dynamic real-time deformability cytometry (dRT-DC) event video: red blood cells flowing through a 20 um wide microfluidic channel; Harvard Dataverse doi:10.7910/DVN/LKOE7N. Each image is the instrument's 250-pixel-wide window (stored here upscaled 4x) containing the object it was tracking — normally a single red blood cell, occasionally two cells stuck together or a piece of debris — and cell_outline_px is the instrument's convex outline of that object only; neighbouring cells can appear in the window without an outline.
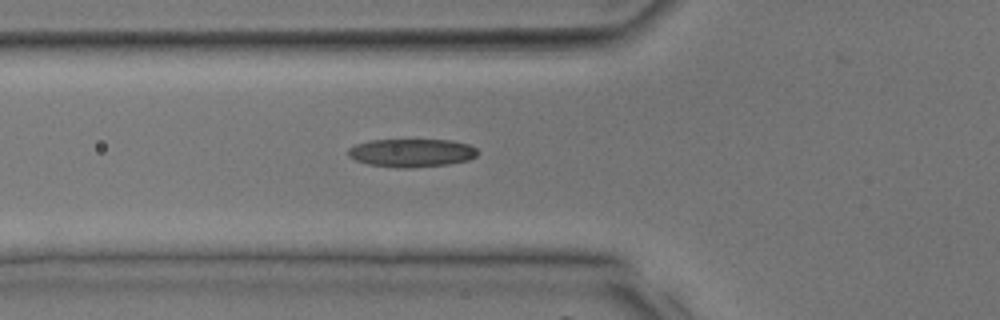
{"species": "common noctule bat (a hibernating species)", "species_latin": "Nyctalus noctula", "temperature_condition": "room temperature", "stored_images_in_passage": 35, "camera_frame_rate_fps": 3000, "um_per_image_px": 0.085, "animal": {"sex": "male", "body_mass_g": 17.9, "forearm_length_mm": 54.2}, "frame": {"image": 1, "passage_image": 14, "time_ms": 4.333, "image_size_px": [1000, 320], "cell_outline_px": [[480, 152], [476, 156], [468, 160], [448, 164], [412, 168], [400, 168], [368, 164], [356, 160], [348, 156], [348, 148], [356, 144], [372, 140], [452, 140], [468, 144], [476, 148]], "centroid_in_image_um": [35.0, 12.99], "position_along_channel_um": 90.8, "area_um2": 21.33}}
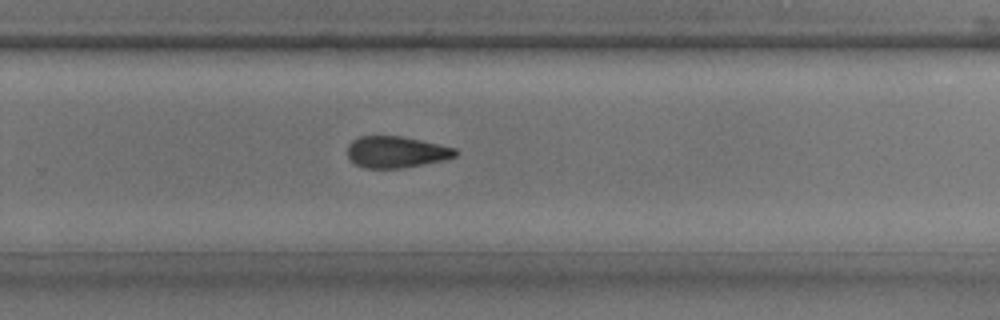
{"frame": {"image": 2, "passage_image": 25, "time_ms": 8.0, "image_size_px": [1000, 320], "cell_outline_px": [[460, 152], [456, 156], [444, 160], [404, 168], [364, 168], [356, 164], [348, 156], [348, 144], [352, 140], [360, 136], [400, 136], [440, 144], [456, 148]], "centroid_in_image_um": [33.71, 12.92], "position_along_channel_um": 296.1, "area_um2": 19.88}}
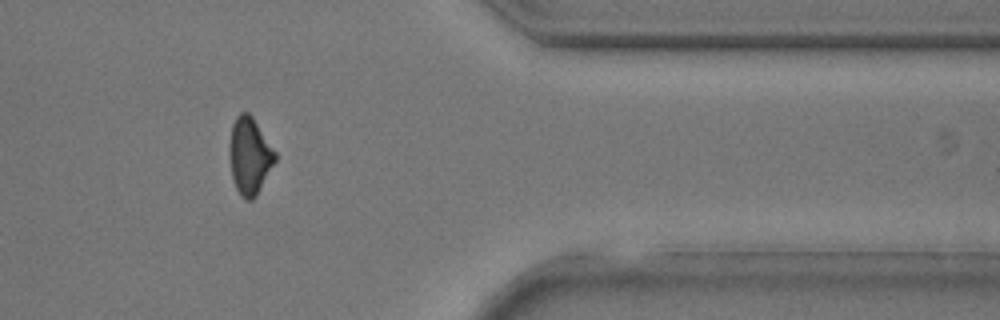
{"frame": {"image": 3, "passage_image": 31, "time_ms": 10.0, "image_size_px": [1000, 320], "cell_outline_px": [[276, 160], [256, 196], [252, 200], [244, 200], [240, 196], [236, 188], [232, 176], [228, 152], [228, 144], [232, 124], [236, 116], [240, 112], [248, 112], [252, 116], [276, 152]], "centroid_in_image_um": [21.19, 13.24], "position_along_channel_um": 390.2, "area_um2": 20.63}}